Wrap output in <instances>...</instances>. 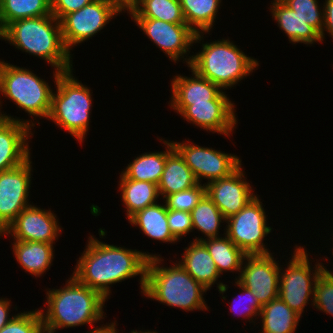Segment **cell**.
<instances>
[{"label":"cell","mask_w":333,"mask_h":333,"mask_svg":"<svg viewBox=\"0 0 333 333\" xmlns=\"http://www.w3.org/2000/svg\"><path fill=\"white\" fill-rule=\"evenodd\" d=\"M86 249L77 261L73 277L83 285L100 292L106 299L110 296L109 285L140 276V289L145 288L148 258L155 255L110 245L93 235L88 238Z\"/></svg>","instance_id":"cell-1"},{"label":"cell","mask_w":333,"mask_h":333,"mask_svg":"<svg viewBox=\"0 0 333 333\" xmlns=\"http://www.w3.org/2000/svg\"><path fill=\"white\" fill-rule=\"evenodd\" d=\"M0 39L45 60L60 72L73 68L71 52L62 39L61 23L52 14L11 22L0 32Z\"/></svg>","instance_id":"cell-2"},{"label":"cell","mask_w":333,"mask_h":333,"mask_svg":"<svg viewBox=\"0 0 333 333\" xmlns=\"http://www.w3.org/2000/svg\"><path fill=\"white\" fill-rule=\"evenodd\" d=\"M65 284L46 292L47 311L39 310L44 325L56 330L85 324L93 327L92 323L105 317L103 307L107 299L100 292L81 284L72 275Z\"/></svg>","instance_id":"cell-3"},{"label":"cell","mask_w":333,"mask_h":333,"mask_svg":"<svg viewBox=\"0 0 333 333\" xmlns=\"http://www.w3.org/2000/svg\"><path fill=\"white\" fill-rule=\"evenodd\" d=\"M154 255L147 261L143 295L185 312L208 310L203 297L207 289L186 272L179 262L164 267L161 266L164 259Z\"/></svg>","instance_id":"cell-4"},{"label":"cell","mask_w":333,"mask_h":333,"mask_svg":"<svg viewBox=\"0 0 333 333\" xmlns=\"http://www.w3.org/2000/svg\"><path fill=\"white\" fill-rule=\"evenodd\" d=\"M201 49L192 56L188 68L218 85L222 90L236 86L259 66L258 60L245 55L229 39L202 43Z\"/></svg>","instance_id":"cell-5"},{"label":"cell","mask_w":333,"mask_h":333,"mask_svg":"<svg viewBox=\"0 0 333 333\" xmlns=\"http://www.w3.org/2000/svg\"><path fill=\"white\" fill-rule=\"evenodd\" d=\"M53 76L57 89L52 92L47 119L69 132L81 143L89 130L91 90L73 76V69L66 72L55 70Z\"/></svg>","instance_id":"cell-6"},{"label":"cell","mask_w":333,"mask_h":333,"mask_svg":"<svg viewBox=\"0 0 333 333\" xmlns=\"http://www.w3.org/2000/svg\"><path fill=\"white\" fill-rule=\"evenodd\" d=\"M51 85L25 67L0 60V93L32 117L48 118Z\"/></svg>","instance_id":"cell-7"},{"label":"cell","mask_w":333,"mask_h":333,"mask_svg":"<svg viewBox=\"0 0 333 333\" xmlns=\"http://www.w3.org/2000/svg\"><path fill=\"white\" fill-rule=\"evenodd\" d=\"M295 247L287 268L283 270L280 267L278 297L302 317L305 306L313 299L315 283L325 267L316 262L313 270L306 249L298 245Z\"/></svg>","instance_id":"cell-8"},{"label":"cell","mask_w":333,"mask_h":333,"mask_svg":"<svg viewBox=\"0 0 333 333\" xmlns=\"http://www.w3.org/2000/svg\"><path fill=\"white\" fill-rule=\"evenodd\" d=\"M256 195L237 214L226 219L225 235L246 255L270 254L263 243L273 228L267 226V216Z\"/></svg>","instance_id":"cell-9"},{"label":"cell","mask_w":333,"mask_h":333,"mask_svg":"<svg viewBox=\"0 0 333 333\" xmlns=\"http://www.w3.org/2000/svg\"><path fill=\"white\" fill-rule=\"evenodd\" d=\"M133 21L139 26L145 35L154 43L156 47L169 57V60L175 63L179 60L186 62L189 66L192 56L184 58L190 51V46L194 43H200L205 32L195 33L187 24L168 23L157 19L133 18ZM181 58V59H180Z\"/></svg>","instance_id":"cell-10"},{"label":"cell","mask_w":333,"mask_h":333,"mask_svg":"<svg viewBox=\"0 0 333 333\" xmlns=\"http://www.w3.org/2000/svg\"><path fill=\"white\" fill-rule=\"evenodd\" d=\"M120 12L106 0H94L81 9L68 13L61 20L62 39L70 52L101 31Z\"/></svg>","instance_id":"cell-11"},{"label":"cell","mask_w":333,"mask_h":333,"mask_svg":"<svg viewBox=\"0 0 333 333\" xmlns=\"http://www.w3.org/2000/svg\"><path fill=\"white\" fill-rule=\"evenodd\" d=\"M172 143L199 184H202V179H207L209 183L227 177L242 165L241 159L234 154L195 145L189 140L181 143L172 141Z\"/></svg>","instance_id":"cell-12"},{"label":"cell","mask_w":333,"mask_h":333,"mask_svg":"<svg viewBox=\"0 0 333 333\" xmlns=\"http://www.w3.org/2000/svg\"><path fill=\"white\" fill-rule=\"evenodd\" d=\"M272 254L246 255L235 279L257 297L261 306L278 298L280 266Z\"/></svg>","instance_id":"cell-13"},{"label":"cell","mask_w":333,"mask_h":333,"mask_svg":"<svg viewBox=\"0 0 333 333\" xmlns=\"http://www.w3.org/2000/svg\"><path fill=\"white\" fill-rule=\"evenodd\" d=\"M31 158L11 170L0 172V232L2 233L29 204Z\"/></svg>","instance_id":"cell-14"},{"label":"cell","mask_w":333,"mask_h":333,"mask_svg":"<svg viewBox=\"0 0 333 333\" xmlns=\"http://www.w3.org/2000/svg\"><path fill=\"white\" fill-rule=\"evenodd\" d=\"M61 231L54 212L30 205L19 213L1 235H12L16 241L55 243Z\"/></svg>","instance_id":"cell-15"},{"label":"cell","mask_w":333,"mask_h":333,"mask_svg":"<svg viewBox=\"0 0 333 333\" xmlns=\"http://www.w3.org/2000/svg\"><path fill=\"white\" fill-rule=\"evenodd\" d=\"M2 114L0 117V172L22 165L30 157L31 148L28 139L35 123Z\"/></svg>","instance_id":"cell-16"},{"label":"cell","mask_w":333,"mask_h":333,"mask_svg":"<svg viewBox=\"0 0 333 333\" xmlns=\"http://www.w3.org/2000/svg\"><path fill=\"white\" fill-rule=\"evenodd\" d=\"M243 172L240 165L229 176L204 183L206 194L225 219L237 214L256 196Z\"/></svg>","instance_id":"cell-17"},{"label":"cell","mask_w":333,"mask_h":333,"mask_svg":"<svg viewBox=\"0 0 333 333\" xmlns=\"http://www.w3.org/2000/svg\"><path fill=\"white\" fill-rule=\"evenodd\" d=\"M234 105L231 100H210L208 103H193V105L187 106L179 115L201 129L229 137L238 123L237 117H235Z\"/></svg>","instance_id":"cell-18"},{"label":"cell","mask_w":333,"mask_h":333,"mask_svg":"<svg viewBox=\"0 0 333 333\" xmlns=\"http://www.w3.org/2000/svg\"><path fill=\"white\" fill-rule=\"evenodd\" d=\"M191 77L174 75L171 81L170 107L180 114L193 103H208L210 100H230L225 92L210 80L201 77L194 70Z\"/></svg>","instance_id":"cell-19"},{"label":"cell","mask_w":333,"mask_h":333,"mask_svg":"<svg viewBox=\"0 0 333 333\" xmlns=\"http://www.w3.org/2000/svg\"><path fill=\"white\" fill-rule=\"evenodd\" d=\"M182 254L179 264L198 283L209 290L216 282L219 293H226L228 287L222 282L217 283L221 275L216 268L213 258L201 241H191L190 246L186 247Z\"/></svg>","instance_id":"cell-20"},{"label":"cell","mask_w":333,"mask_h":333,"mask_svg":"<svg viewBox=\"0 0 333 333\" xmlns=\"http://www.w3.org/2000/svg\"><path fill=\"white\" fill-rule=\"evenodd\" d=\"M163 143L166 146V164L158 183V192L164 200L166 196L190 189L198 182L183 157L174 148L172 141L163 140Z\"/></svg>","instance_id":"cell-21"},{"label":"cell","mask_w":333,"mask_h":333,"mask_svg":"<svg viewBox=\"0 0 333 333\" xmlns=\"http://www.w3.org/2000/svg\"><path fill=\"white\" fill-rule=\"evenodd\" d=\"M271 4L272 18L274 17L279 28L288 36L290 43L311 45L314 42H322L320 34L282 0H273Z\"/></svg>","instance_id":"cell-22"},{"label":"cell","mask_w":333,"mask_h":333,"mask_svg":"<svg viewBox=\"0 0 333 333\" xmlns=\"http://www.w3.org/2000/svg\"><path fill=\"white\" fill-rule=\"evenodd\" d=\"M14 241L12 251L20 267L35 277H41L53 262L54 243Z\"/></svg>","instance_id":"cell-23"},{"label":"cell","mask_w":333,"mask_h":333,"mask_svg":"<svg viewBox=\"0 0 333 333\" xmlns=\"http://www.w3.org/2000/svg\"><path fill=\"white\" fill-rule=\"evenodd\" d=\"M121 200L126 209L128 220L137 212L157 203L160 197L158 185L147 181L127 179L122 173L119 176Z\"/></svg>","instance_id":"cell-24"},{"label":"cell","mask_w":333,"mask_h":333,"mask_svg":"<svg viewBox=\"0 0 333 333\" xmlns=\"http://www.w3.org/2000/svg\"><path fill=\"white\" fill-rule=\"evenodd\" d=\"M128 221L133 226H139L148 238L170 244L178 242L168 226L166 204L150 205L134 214Z\"/></svg>","instance_id":"cell-25"},{"label":"cell","mask_w":333,"mask_h":333,"mask_svg":"<svg viewBox=\"0 0 333 333\" xmlns=\"http://www.w3.org/2000/svg\"><path fill=\"white\" fill-rule=\"evenodd\" d=\"M261 333H295L301 316L279 297L262 306Z\"/></svg>","instance_id":"cell-26"},{"label":"cell","mask_w":333,"mask_h":333,"mask_svg":"<svg viewBox=\"0 0 333 333\" xmlns=\"http://www.w3.org/2000/svg\"><path fill=\"white\" fill-rule=\"evenodd\" d=\"M203 239L201 242L213 258L218 272H239L240 275L243 259L246 254L237 247L226 235Z\"/></svg>","instance_id":"cell-27"},{"label":"cell","mask_w":333,"mask_h":333,"mask_svg":"<svg viewBox=\"0 0 333 333\" xmlns=\"http://www.w3.org/2000/svg\"><path fill=\"white\" fill-rule=\"evenodd\" d=\"M221 2L222 0H180L186 24L195 33L210 32Z\"/></svg>","instance_id":"cell-28"},{"label":"cell","mask_w":333,"mask_h":333,"mask_svg":"<svg viewBox=\"0 0 333 333\" xmlns=\"http://www.w3.org/2000/svg\"><path fill=\"white\" fill-rule=\"evenodd\" d=\"M51 14V0H0V32L11 22Z\"/></svg>","instance_id":"cell-29"},{"label":"cell","mask_w":333,"mask_h":333,"mask_svg":"<svg viewBox=\"0 0 333 333\" xmlns=\"http://www.w3.org/2000/svg\"><path fill=\"white\" fill-rule=\"evenodd\" d=\"M166 164V150L146 152L128 164L122 174L131 180L147 181L158 185Z\"/></svg>","instance_id":"cell-30"},{"label":"cell","mask_w":333,"mask_h":333,"mask_svg":"<svg viewBox=\"0 0 333 333\" xmlns=\"http://www.w3.org/2000/svg\"><path fill=\"white\" fill-rule=\"evenodd\" d=\"M190 214L193 231L198 230L206 237H195L194 241L219 237L221 223L226 222V219L207 194L202 197Z\"/></svg>","instance_id":"cell-31"},{"label":"cell","mask_w":333,"mask_h":333,"mask_svg":"<svg viewBox=\"0 0 333 333\" xmlns=\"http://www.w3.org/2000/svg\"><path fill=\"white\" fill-rule=\"evenodd\" d=\"M129 15L131 19L146 18L186 24L180 0H139L137 7Z\"/></svg>","instance_id":"cell-32"},{"label":"cell","mask_w":333,"mask_h":333,"mask_svg":"<svg viewBox=\"0 0 333 333\" xmlns=\"http://www.w3.org/2000/svg\"><path fill=\"white\" fill-rule=\"evenodd\" d=\"M306 24L313 27L320 35L324 24L323 8L320 7L318 0H282ZM322 8V11L321 9Z\"/></svg>","instance_id":"cell-33"},{"label":"cell","mask_w":333,"mask_h":333,"mask_svg":"<svg viewBox=\"0 0 333 333\" xmlns=\"http://www.w3.org/2000/svg\"><path fill=\"white\" fill-rule=\"evenodd\" d=\"M312 302L313 307L333 316V273L326 268L315 283Z\"/></svg>","instance_id":"cell-34"},{"label":"cell","mask_w":333,"mask_h":333,"mask_svg":"<svg viewBox=\"0 0 333 333\" xmlns=\"http://www.w3.org/2000/svg\"><path fill=\"white\" fill-rule=\"evenodd\" d=\"M205 194V184L202 186V184L198 183L190 189L175 192L166 196L163 201H165L164 203L166 204L167 209L190 213Z\"/></svg>","instance_id":"cell-35"},{"label":"cell","mask_w":333,"mask_h":333,"mask_svg":"<svg viewBox=\"0 0 333 333\" xmlns=\"http://www.w3.org/2000/svg\"><path fill=\"white\" fill-rule=\"evenodd\" d=\"M42 324V316L39 309L28 312L24 311L23 313L16 314L0 330V333H37Z\"/></svg>","instance_id":"cell-36"},{"label":"cell","mask_w":333,"mask_h":333,"mask_svg":"<svg viewBox=\"0 0 333 333\" xmlns=\"http://www.w3.org/2000/svg\"><path fill=\"white\" fill-rule=\"evenodd\" d=\"M235 285L241 289V293L239 297L237 295L238 298H235V302L233 301L234 304L229 306V309H231V312H234L235 315H243V318L248 319L249 322L252 323L250 320H252L253 317L259 316L262 306L257 297H255L249 289L241 285L237 280L235 281Z\"/></svg>","instance_id":"cell-37"},{"label":"cell","mask_w":333,"mask_h":333,"mask_svg":"<svg viewBox=\"0 0 333 333\" xmlns=\"http://www.w3.org/2000/svg\"><path fill=\"white\" fill-rule=\"evenodd\" d=\"M167 220L171 233L178 241L182 236L193 231L191 214L189 212L167 209Z\"/></svg>","instance_id":"cell-38"},{"label":"cell","mask_w":333,"mask_h":333,"mask_svg":"<svg viewBox=\"0 0 333 333\" xmlns=\"http://www.w3.org/2000/svg\"><path fill=\"white\" fill-rule=\"evenodd\" d=\"M94 0H51V13L59 21L68 13L77 11Z\"/></svg>","instance_id":"cell-39"},{"label":"cell","mask_w":333,"mask_h":333,"mask_svg":"<svg viewBox=\"0 0 333 333\" xmlns=\"http://www.w3.org/2000/svg\"><path fill=\"white\" fill-rule=\"evenodd\" d=\"M324 24L322 34L320 35L321 41L325 38V32L329 33L333 39V0H325L323 4Z\"/></svg>","instance_id":"cell-40"},{"label":"cell","mask_w":333,"mask_h":333,"mask_svg":"<svg viewBox=\"0 0 333 333\" xmlns=\"http://www.w3.org/2000/svg\"><path fill=\"white\" fill-rule=\"evenodd\" d=\"M11 300L9 299H5V298H1L0 299V330L8 323L10 322L16 315H13L12 317H10V306H12V304L10 305Z\"/></svg>","instance_id":"cell-41"},{"label":"cell","mask_w":333,"mask_h":333,"mask_svg":"<svg viewBox=\"0 0 333 333\" xmlns=\"http://www.w3.org/2000/svg\"><path fill=\"white\" fill-rule=\"evenodd\" d=\"M109 4L113 5L119 12L127 11V14L133 11L139 0H106Z\"/></svg>","instance_id":"cell-42"},{"label":"cell","mask_w":333,"mask_h":333,"mask_svg":"<svg viewBox=\"0 0 333 333\" xmlns=\"http://www.w3.org/2000/svg\"><path fill=\"white\" fill-rule=\"evenodd\" d=\"M116 321L112 323L105 324L104 326L95 327V329L90 330L88 333H116Z\"/></svg>","instance_id":"cell-43"},{"label":"cell","mask_w":333,"mask_h":333,"mask_svg":"<svg viewBox=\"0 0 333 333\" xmlns=\"http://www.w3.org/2000/svg\"><path fill=\"white\" fill-rule=\"evenodd\" d=\"M37 333H56V329L50 328L42 324Z\"/></svg>","instance_id":"cell-44"},{"label":"cell","mask_w":333,"mask_h":333,"mask_svg":"<svg viewBox=\"0 0 333 333\" xmlns=\"http://www.w3.org/2000/svg\"><path fill=\"white\" fill-rule=\"evenodd\" d=\"M118 332H119V331H117V328H116V333H118ZM130 333H158V332H155V331H152V332H151L150 330H149V331L147 330V331H145V332H144V331H141V330H140V331L138 330V332H137V330H132Z\"/></svg>","instance_id":"cell-45"},{"label":"cell","mask_w":333,"mask_h":333,"mask_svg":"<svg viewBox=\"0 0 333 333\" xmlns=\"http://www.w3.org/2000/svg\"><path fill=\"white\" fill-rule=\"evenodd\" d=\"M0 105H1V101H0ZM0 108H1V106H0ZM0 117L2 118V112H1V110H0Z\"/></svg>","instance_id":"cell-46"}]
</instances>
